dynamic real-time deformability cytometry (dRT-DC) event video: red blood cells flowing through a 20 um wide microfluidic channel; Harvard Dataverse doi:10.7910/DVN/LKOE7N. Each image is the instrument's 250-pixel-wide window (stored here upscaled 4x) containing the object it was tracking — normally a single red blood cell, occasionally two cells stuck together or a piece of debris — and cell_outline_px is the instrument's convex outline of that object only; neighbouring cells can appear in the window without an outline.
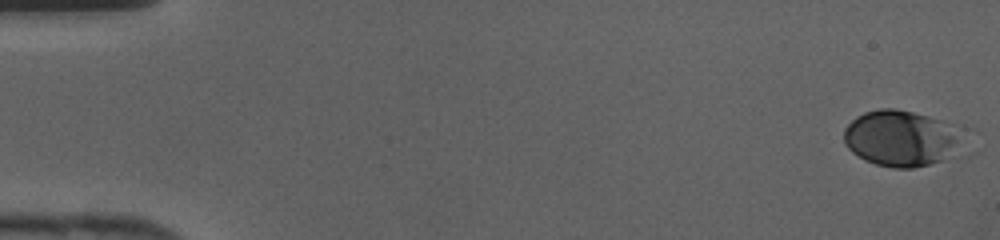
{"species": "human", "species_latin": "Homo sapiens", "temperature_condition": "cold", "stored_images_in_passage": 43, "camera_frame_rate_fps": 3000, "um_per_image_px": 0.085, "donor": {"sex": "female"}, "frame": {"image": 1, "passage_image": 1, "time_ms": 0.0, "image_size_px": [1000, 240], "cell_outline_px": [[964, 128], [956, 140], [940, 160], [928, 164], [912, 168], [892, 168], [876, 164], [864, 160], [852, 152], [844, 144], [844, 128], [856, 116], [864, 112], [880, 108], [896, 108], [928, 116], [956, 124]], "centroid_in_image_um": [76.47, 11.71], "position_along_channel_um": 8.5, "area_um2": 38.09}}
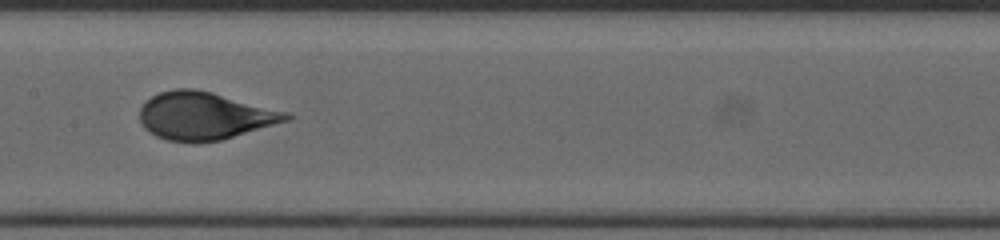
{"frame": {"image": 2, "passage_image": 22, "time_ms": 7.0, "image_size_px": [1000, 240], "cell_outline_px": [[296, 116], [288, 120], [220, 140], [192, 144], [168, 140], [156, 136], [148, 132], [144, 128], [140, 120], [140, 108], [152, 96], [160, 92], [176, 88], [192, 88], [212, 92], [288, 112]], "centroid_in_image_um": [17.36, 9.86], "position_along_channel_um": 190.0, "area_um2": 40.63}}
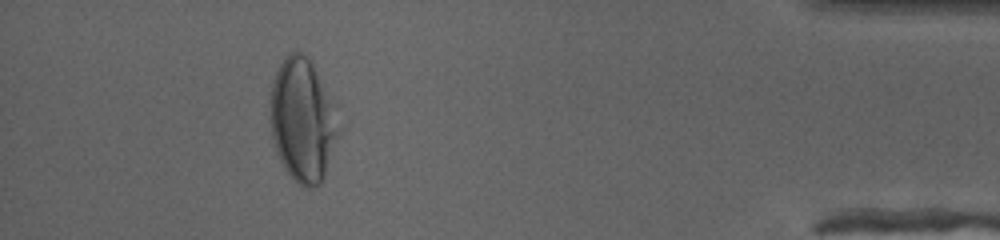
{"frame": {"image": 3, "passage_image": 39, "time_ms": 12.667, "image_size_px": [1000, 240], "cell_outline_px": [[340, 132], [324, 176], [320, 184], [316, 188], [304, 188], [296, 184], [284, 168], [276, 152], [272, 136], [272, 84], [276, 72], [284, 56], [296, 48], [308, 56], [336, 100], [340, 128]], "centroid_in_image_um": [25.79, 10.19], "position_along_channel_um": 409.4, "area_um2": 50.05}}